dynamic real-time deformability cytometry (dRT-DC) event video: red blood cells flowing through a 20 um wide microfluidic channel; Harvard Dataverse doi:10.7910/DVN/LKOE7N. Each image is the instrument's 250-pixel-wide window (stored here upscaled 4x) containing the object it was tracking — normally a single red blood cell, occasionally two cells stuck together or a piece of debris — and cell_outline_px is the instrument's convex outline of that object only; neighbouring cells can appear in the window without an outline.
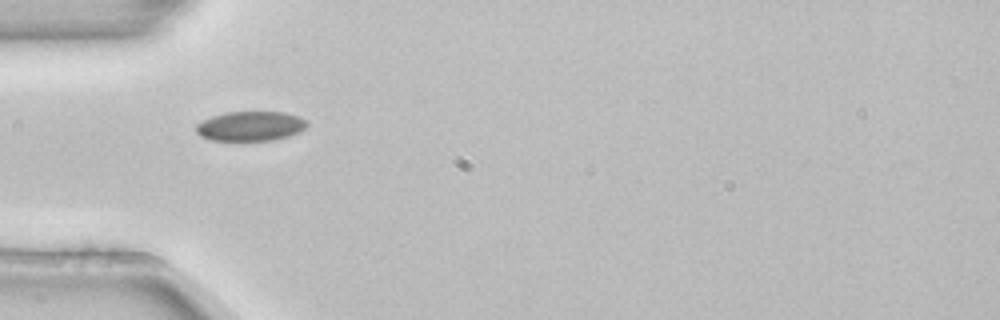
{"species": "common noctule bat (a hibernating species)", "species_latin": "Nyctalus noctula", "temperature_condition": "room temperature", "stored_images_in_passage": 3, "camera_frame_rate_fps": 3000, "um_per_image_px": 0.085, "animal": {"sex": "female", "body_mass_g": 22.7, "forearm_length_mm": 54.2}, "frame": {"image": 1, "passage_image": 1, "time_ms": 0.0, "image_size_px": [1000, 320], "cell_outline_px": [[308, 124], [300, 132], [288, 136], [272, 140], [212, 140], [200, 136], [196, 132], [196, 124], [212, 116], [224, 112], [284, 112], [308, 120]], "centroid_in_image_um": [21.29, 10.71], "position_along_channel_um": 63.7, "area_um2": 19.07}}